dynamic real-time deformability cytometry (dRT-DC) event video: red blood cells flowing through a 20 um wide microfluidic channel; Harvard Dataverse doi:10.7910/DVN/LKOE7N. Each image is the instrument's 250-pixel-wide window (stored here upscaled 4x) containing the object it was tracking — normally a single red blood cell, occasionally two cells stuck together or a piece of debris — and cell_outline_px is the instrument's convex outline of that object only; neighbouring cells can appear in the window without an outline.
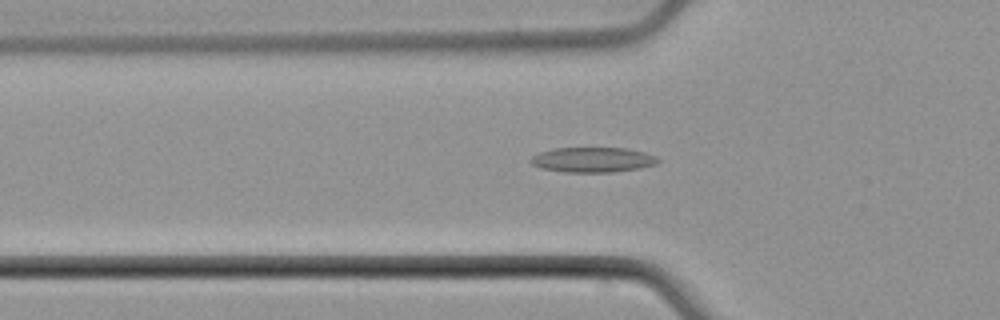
{"species": "common noctule bat (a hibernating species)", "species_latin": "Nyctalus noctula", "temperature_condition": "cold", "stored_images_in_passage": 56, "camera_frame_rate_fps": 3000, "um_per_image_px": 0.085, "animal": {"sex": "male", "body_mass_g": 21.5, "forearm_length_mm": 52.0}, "frame": {"image": 1, "passage_image": 19, "time_ms": 6.0, "image_size_px": [1000, 320], "cell_outline_px": [[660, 160], [656, 164], [640, 168], [612, 172], [564, 172], [540, 168], [532, 164], [528, 160], [532, 156], [540, 152], [552, 148], [624, 148], [644, 152], [656, 156]], "centroid_in_image_um": [50.35, 13.58], "position_along_channel_um": 75.4, "area_um2": 18.61}}
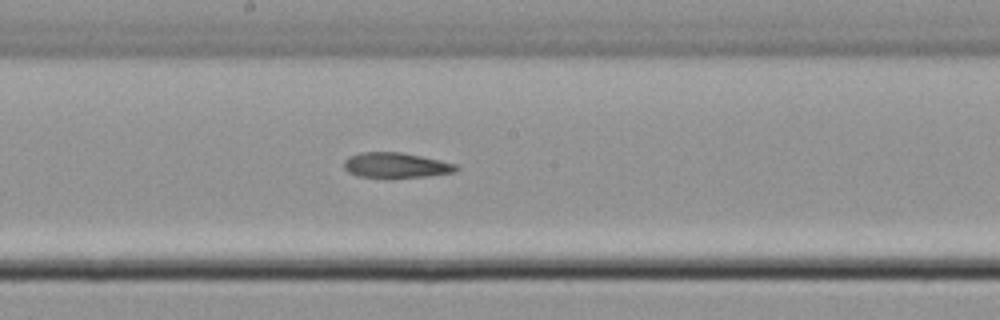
{"frame": {"image": 2, "passage_image": 30, "time_ms": 9.667, "image_size_px": [1000, 320], "cell_outline_px": [[460, 168], [456, 172], [428, 176], [388, 180], [356, 176], [348, 172], [344, 168], [344, 160], [348, 156], [360, 152], [400, 152], [440, 160], [456, 164]], "centroid_in_image_um": [33.62, 14.09], "position_along_channel_um": 214.6, "area_um2": 17.22}}
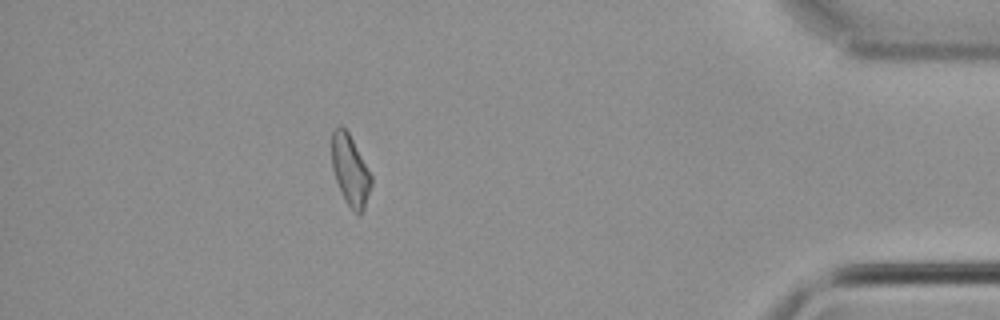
{"frame": {"image": 3, "passage_image": 49, "time_ms": 16.0, "image_size_px": [1000, 320], "cell_outline_px": [[372, 184], [364, 208], [360, 216], [344, 200], [336, 180], [332, 168], [332, 132], [340, 124], [348, 132], [372, 176]], "centroid_in_image_um": [29.77, 14.48], "position_along_channel_um": 405.4, "area_um2": 16.01}}